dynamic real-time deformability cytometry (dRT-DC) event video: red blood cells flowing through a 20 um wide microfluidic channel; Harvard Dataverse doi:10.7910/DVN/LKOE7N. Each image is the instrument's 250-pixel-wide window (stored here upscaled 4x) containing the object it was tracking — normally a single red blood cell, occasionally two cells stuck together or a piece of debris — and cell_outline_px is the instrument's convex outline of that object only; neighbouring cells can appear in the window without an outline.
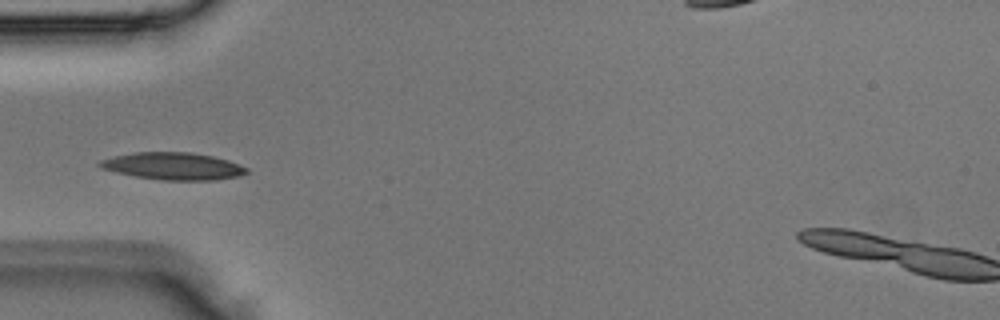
{"species": "Egyptian fruit bat (a non-hibernating species)", "species_latin": "Rousettus aegyptiacus", "temperature_condition": "room temperature", "stored_images_in_passage": 3, "camera_frame_rate_fps": 3000, "um_per_image_px": 0.085, "animal": {"sex": "male"}, "frame": {"image": 1, "passage_image": 3, "time_ms": 0.667, "image_size_px": [1000, 320], "cell_outline_px": [[248, 172], [236, 176], [216, 180], [160, 180], [136, 176], [116, 172], [100, 168], [96, 164], [100, 160], [116, 156], [136, 152], [188, 152], [212, 156], [228, 160], [248, 168]], "centroid_in_image_um": [14.7, 14.12], "position_along_channel_um": 70.3, "area_um2": 23.12}}